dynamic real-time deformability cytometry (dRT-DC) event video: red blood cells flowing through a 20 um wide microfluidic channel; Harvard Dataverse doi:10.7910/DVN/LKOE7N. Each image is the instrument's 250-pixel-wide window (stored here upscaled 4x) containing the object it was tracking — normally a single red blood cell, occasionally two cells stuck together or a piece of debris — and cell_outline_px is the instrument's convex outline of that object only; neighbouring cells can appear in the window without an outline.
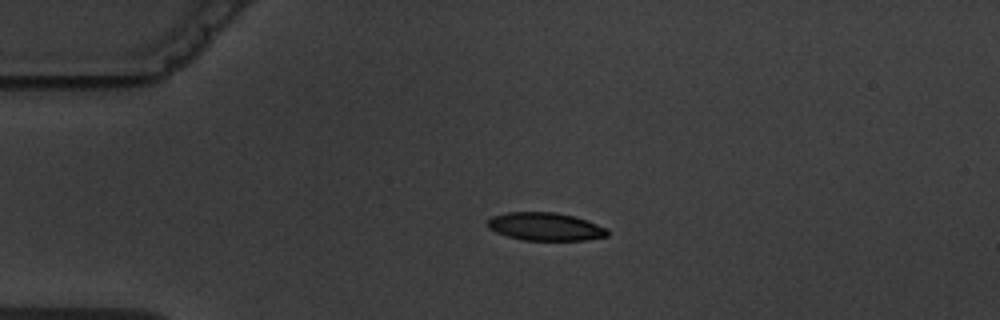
{"species": "common noctule bat (a hibernating species)", "species_latin": "Nyctalus noctula", "temperature_condition": "warm", "stored_images_in_passage": 4, "camera_frame_rate_fps": 3000, "um_per_image_px": 0.085, "animal": {"sex": "male", "body_mass_g": 19.5, "forearm_length_mm": 54.6}, "frame": {"image": 1, "passage_image": 3, "time_ms": 2.667, "image_size_px": [1000, 320], "cell_outline_px": [[608, 236], [588, 240], [524, 240], [508, 236], [496, 232], [488, 228], [484, 224], [492, 216], [508, 212], [556, 212], [588, 220], [608, 228]], "centroid_in_image_um": [46.36, 19.26], "position_along_channel_um": 38.6, "area_um2": 19.71}}
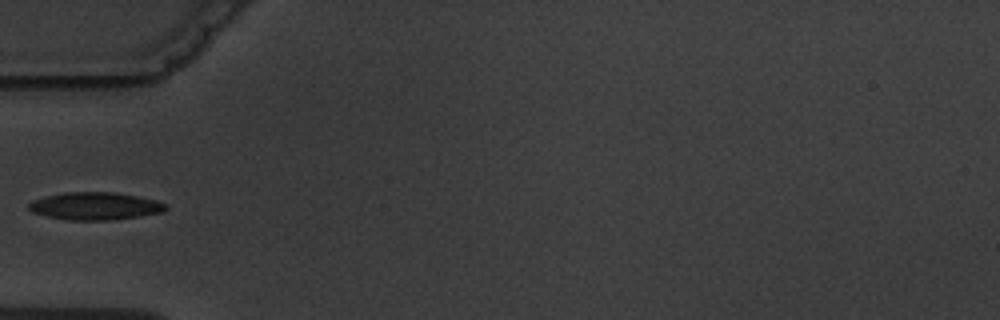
{"frame": {"image": 2, "passage_image": 4, "time_ms": 4.667, "image_size_px": [1000, 320], "cell_outline_px": [[168, 208], [164, 212], [140, 216], [112, 220], [68, 220], [48, 216], [32, 212], [28, 208], [28, 204], [32, 200], [64, 192], [116, 192], [156, 200], [168, 204]], "centroid_in_image_um": [8.12, 17.51], "position_along_channel_um": 76.9, "area_um2": 22.08}}